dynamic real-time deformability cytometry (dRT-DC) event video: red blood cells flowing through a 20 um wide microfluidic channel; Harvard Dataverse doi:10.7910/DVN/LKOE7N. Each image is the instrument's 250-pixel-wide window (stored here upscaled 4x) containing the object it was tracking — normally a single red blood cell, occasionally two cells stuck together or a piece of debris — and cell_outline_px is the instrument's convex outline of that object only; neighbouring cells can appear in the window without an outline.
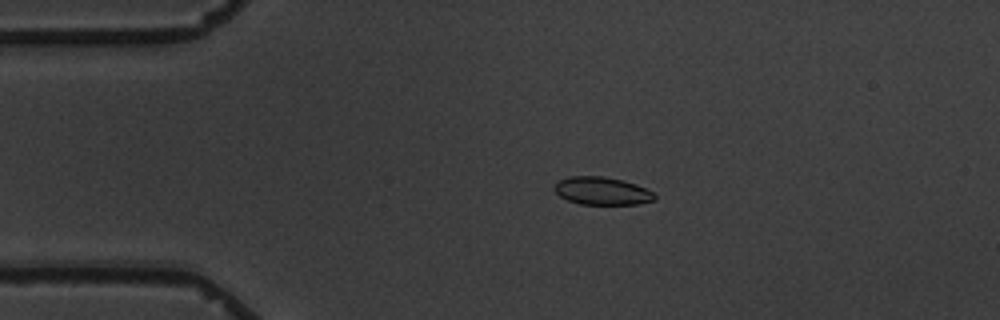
{"species": "common noctule bat (a hibernating species)", "species_latin": "Nyctalus noctula", "temperature_condition": "warm", "stored_images_in_passage": 11, "camera_frame_rate_fps": 3000, "um_per_image_px": 0.085, "animal": {"sex": "male", "body_mass_g": 19.5, "forearm_length_mm": 54.6}, "frame": {"image": 1, "passage_image": 2, "time_ms": 2.0, "image_size_px": [1000, 320], "cell_outline_px": [[656, 200], [636, 204], [580, 204], [568, 200], [560, 196], [552, 188], [556, 180], [568, 176], [604, 176], [624, 180], [636, 184], [652, 192], [656, 196]], "centroid_in_image_um": [51.13, 16.21], "position_along_channel_um": 33.9, "area_um2": 16.42}}
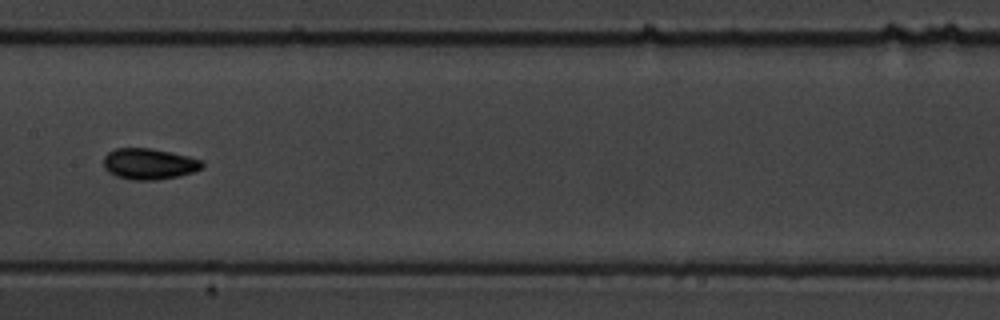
{"frame": {"image": 2, "passage_image": 7, "time_ms": 7.667, "image_size_px": [1000, 320], "cell_outline_px": [[204, 168], [180, 176], [156, 180], [132, 180], [116, 176], [108, 172], [104, 168], [104, 156], [108, 152], [116, 148], [152, 148], [188, 156], [204, 160]], "centroid_in_image_um": [12.69, 13.93], "position_along_channel_um": 194.7, "area_um2": 18.03}}
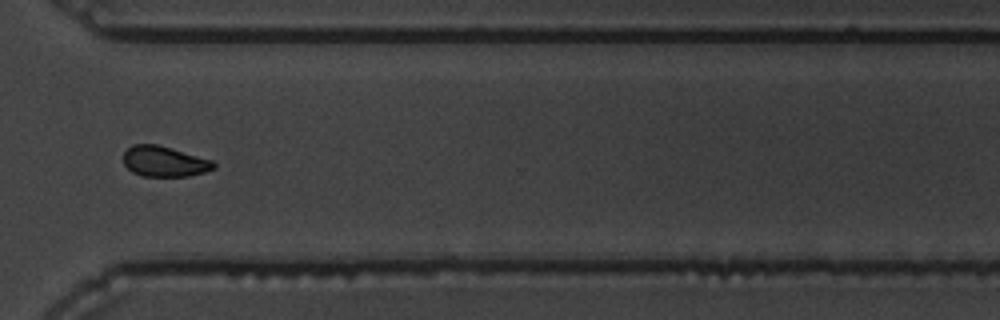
{"frame": {"image": 3, "passage_image": 11, "time_ms": 12.333, "image_size_px": [1000, 320], "cell_outline_px": [[216, 168], [204, 172], [188, 176], [140, 176], [132, 172], [124, 164], [124, 152], [132, 144], [156, 144], [212, 160], [216, 164]], "centroid_in_image_um": [13.96, 13.73], "position_along_channel_um": 356.6, "area_um2": 15.95}}